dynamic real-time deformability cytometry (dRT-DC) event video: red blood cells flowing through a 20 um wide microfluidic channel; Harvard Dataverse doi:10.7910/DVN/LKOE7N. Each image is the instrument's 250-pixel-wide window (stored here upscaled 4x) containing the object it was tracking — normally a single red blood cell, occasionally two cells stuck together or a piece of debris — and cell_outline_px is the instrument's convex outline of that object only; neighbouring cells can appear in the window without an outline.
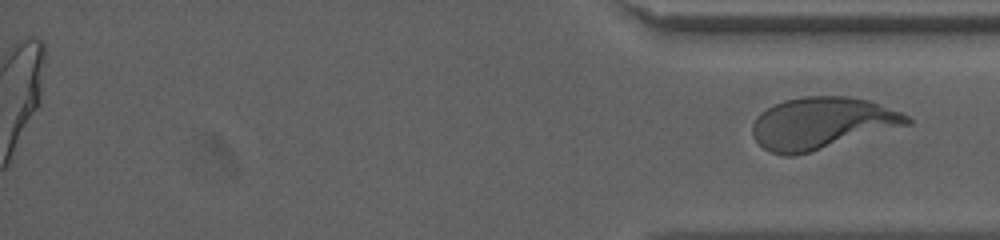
{"species": "human", "species_latin": "Homo sapiens", "temperature_condition": "cold", "stored_images_in_passage": 84, "segment_of_instrument_passage": [2, 2], "camera_frame_rate_fps": 3000, "um_per_image_px": 0.085, "donor": {"sex": "female"}, "frame": {"image": 1, "passage_image": 84, "time_ms": 19.667, "image_size_px": [1000, 240], "cell_outline_px": [[912, 124], [808, 152], [792, 156], [784, 156], [772, 152], [764, 148], [756, 140], [752, 132], [752, 124], [756, 116], [760, 112], [784, 100], [804, 96], [848, 96], [868, 100], [900, 112], [908, 116], [912, 120]], "centroid_in_image_um": [69.85, 10.46], "position_along_channel_um": 365.4, "area_um2": 46.3}}